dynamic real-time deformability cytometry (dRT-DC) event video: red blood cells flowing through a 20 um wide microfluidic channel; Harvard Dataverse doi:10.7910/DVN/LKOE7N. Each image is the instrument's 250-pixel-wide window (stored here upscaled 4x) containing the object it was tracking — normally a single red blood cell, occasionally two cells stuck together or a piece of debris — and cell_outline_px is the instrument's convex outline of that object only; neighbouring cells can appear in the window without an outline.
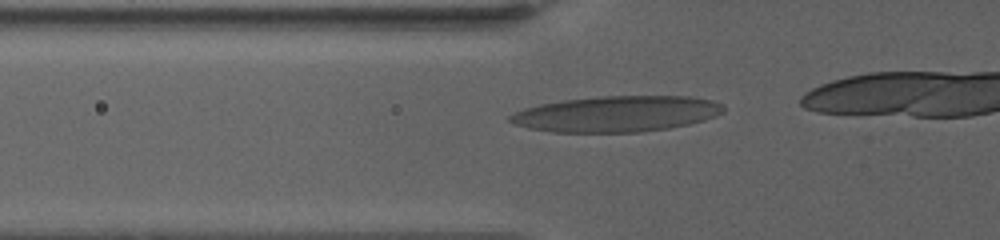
{"species": "human", "species_latin": "Homo sapiens", "temperature_condition": "warm", "stored_images_in_passage": 23, "camera_frame_rate_fps": 3000, "um_per_image_px": 0.085, "donor": {"sex": "female"}, "frame": {"image": 1, "passage_image": 14, "time_ms": 4.667, "image_size_px": [1000, 240], "cell_outline_px": [[724, 112], [716, 116], [704, 120], [688, 124], [668, 128], [640, 132], [552, 132], [528, 128], [512, 124], [508, 120], [508, 116], [524, 108], [540, 104], [564, 100], [596, 96], [688, 96], [712, 100], [720, 104], [724, 108]], "centroid_in_image_um": [52.38, 9.68], "position_along_channel_um": 73.4, "area_um2": 44.68}}
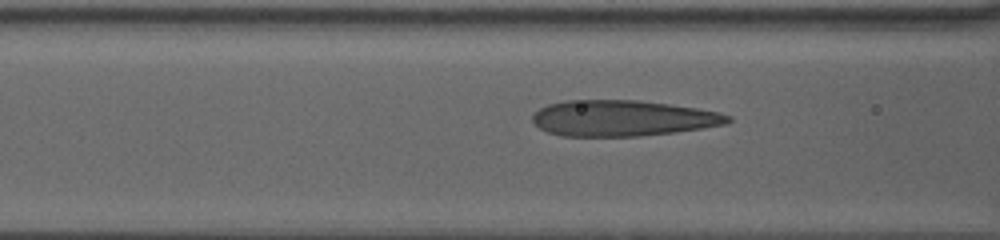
{"frame": {"image": 2, "passage_image": 19, "time_ms": 6.0, "image_size_px": [1000, 240], "cell_outline_px": [[732, 120], [728, 124], [704, 128], [676, 132], [640, 136], [560, 136], [548, 132], [540, 128], [532, 120], [532, 116], [540, 108], [548, 104], [564, 100], [640, 100], [696, 108], [720, 112], [732, 116]], "centroid_in_image_um": [52.96, 10.05], "position_along_channel_um": 113.6, "area_um2": 41.1}}